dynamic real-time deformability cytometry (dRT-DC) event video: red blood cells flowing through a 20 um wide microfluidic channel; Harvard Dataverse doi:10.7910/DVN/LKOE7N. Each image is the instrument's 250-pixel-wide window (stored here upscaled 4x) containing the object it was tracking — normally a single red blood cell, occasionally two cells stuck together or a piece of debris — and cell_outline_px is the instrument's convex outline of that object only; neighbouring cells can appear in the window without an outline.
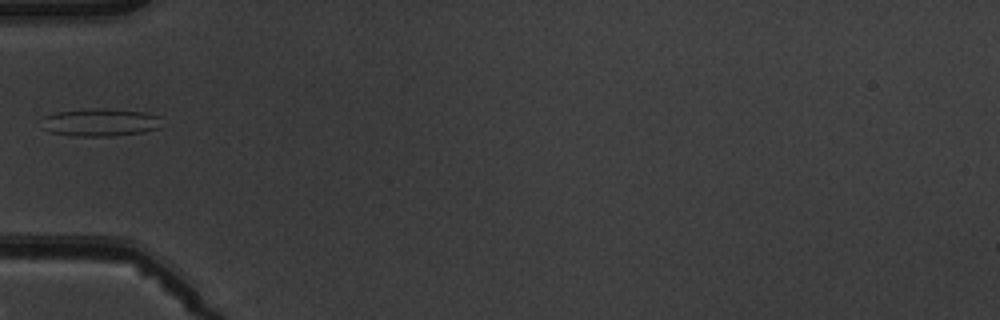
{"species": "common noctule bat (a hibernating species)", "species_latin": "Nyctalus noctula", "temperature_condition": "warm", "stored_images_in_passage": 6, "camera_frame_rate_fps": 3000, "um_per_image_px": 0.085, "animal": {"sex": "male", "body_mass_g": 19.5, "forearm_length_mm": 54.6}, "frame": {"image": 1, "passage_image": 5, "time_ms": 5.667, "image_size_px": [1000, 320], "cell_outline_px": [[160, 128], [144, 132], [112, 136], [76, 136], [52, 132], [40, 128], [44, 116], [56, 112], [84, 108], [100, 108], [144, 112], [160, 116]], "centroid_in_image_um": [8.49, 10.39], "position_along_channel_um": 76.5, "area_um2": 19.59}}
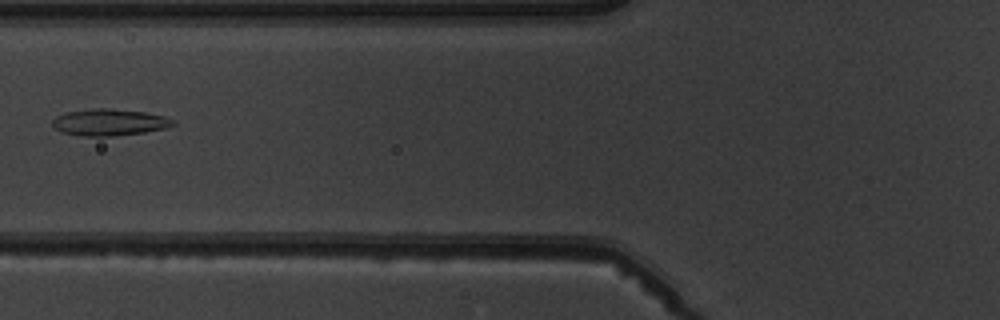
{"frame": {"image": 2, "passage_image": 6, "time_ms": 6.667, "image_size_px": [1000, 320], "cell_outline_px": [[176, 124], [164, 128], [144, 132], [112, 136], [84, 136], [60, 132], [52, 124], [52, 120], [56, 116], [68, 112], [92, 108], [112, 108], [144, 112], [164, 116], [176, 120]], "centroid_in_image_um": [9.3, 10.39], "position_along_channel_um": 116.5, "area_um2": 18.73}}